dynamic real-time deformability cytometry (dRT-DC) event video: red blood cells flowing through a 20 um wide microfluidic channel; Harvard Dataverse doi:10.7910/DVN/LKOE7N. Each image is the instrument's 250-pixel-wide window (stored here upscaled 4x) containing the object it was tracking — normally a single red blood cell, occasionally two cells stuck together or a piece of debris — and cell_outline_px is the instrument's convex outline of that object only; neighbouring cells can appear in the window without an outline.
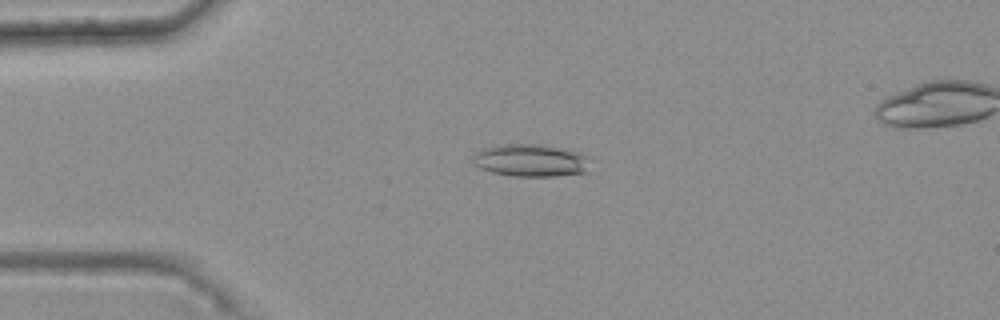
{"species": "common noctule bat (a hibernating species)", "species_latin": "Nyctalus noctula", "temperature_condition": "warm", "stored_images_in_passage": 48, "camera_frame_rate_fps": 3000, "um_per_image_px": 0.085, "animal": {"sex": "female", "body_mass_g": 25.1}, "frame": {"image": 1, "passage_image": 13, "time_ms": 4.0, "image_size_px": [1000, 320], "cell_outline_px": [[592, 156], [588, 172], [556, 176], [512, 176], [492, 172], [480, 168], [472, 160], [472, 156], [476, 152], [484, 148], [496, 144], [540, 144], [572, 148]], "centroid_in_image_um": [45.22, 13.61], "position_along_channel_um": 39.8, "area_um2": 23.0}}
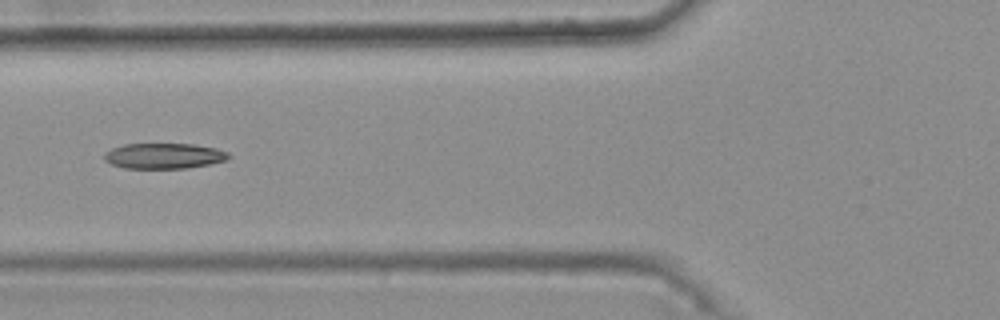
{"frame": {"image": 2, "passage_image": 21, "time_ms": 6.667, "image_size_px": [1000, 320], "cell_outline_px": [[232, 156], [228, 160], [188, 168], [124, 168], [112, 164], [104, 160], [104, 152], [112, 148], [124, 144], [192, 144], [216, 148], [228, 152]], "centroid_in_image_um": [13.95, 13.25], "position_along_channel_um": 111.9, "area_um2": 18.55}}
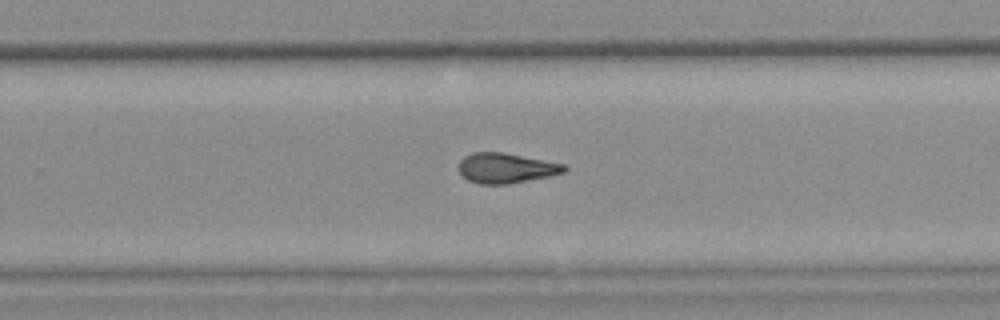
{"frame": {"image": 3, "passage_image": 35, "time_ms": 11.333, "image_size_px": [1000, 320], "cell_outline_px": [[568, 168], [564, 172], [548, 176], [508, 184], [480, 184], [468, 180], [456, 168], [460, 160], [464, 156], [472, 152], [504, 152], [564, 164]], "centroid_in_image_um": [42.97, 14.28], "position_along_channel_um": 286.8, "area_um2": 18.5}, "authors_computed_cell_mechanics": {"area_um2": 19.074, "velocity_mm_per_s": 3.7476, "shape_relaxation_time_tau1_ms": null, "shape_relaxation_time_tau2_ms": 3.5805, "deformation_change_tau1": null, "deformation_change_tau2": 0.1324}}